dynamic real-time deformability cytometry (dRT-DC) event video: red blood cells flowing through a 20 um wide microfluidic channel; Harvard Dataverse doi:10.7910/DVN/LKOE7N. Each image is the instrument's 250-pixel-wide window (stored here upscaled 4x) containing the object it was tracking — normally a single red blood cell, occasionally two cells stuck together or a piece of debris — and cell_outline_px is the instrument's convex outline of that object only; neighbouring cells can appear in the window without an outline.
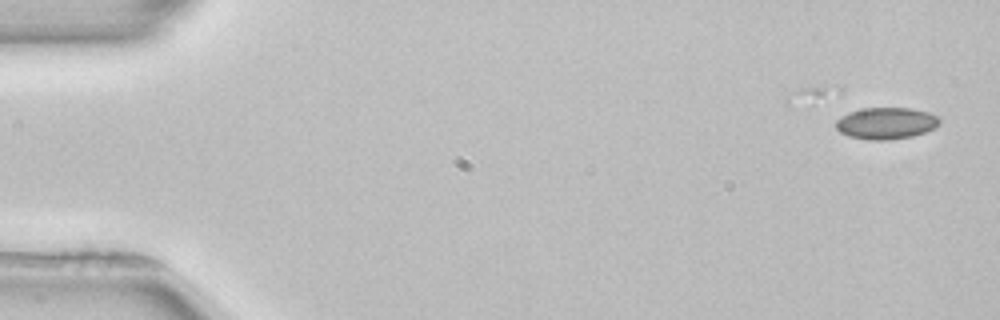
{"species": "common noctule bat (a hibernating species)", "species_latin": "Nyctalus noctula", "temperature_condition": "room temperature", "stored_images_in_passage": 21, "camera_frame_rate_fps": 3000, "um_per_image_px": 0.085, "animal": {"sex": "female", "body_mass_g": 22.7, "forearm_length_mm": 54.2}, "frame": {"image": 1, "passage_image": 1, "time_ms": 0.0, "image_size_px": [1000, 320], "cell_outline_px": [[940, 124], [936, 128], [912, 136], [888, 140], [868, 140], [848, 136], [840, 132], [836, 128], [836, 120], [840, 116], [848, 112], [864, 108], [912, 108], [928, 112], [936, 116], [940, 120]], "centroid_in_image_um": [75.31, 10.47], "position_along_channel_um": 9.7, "area_um2": 19.25}}
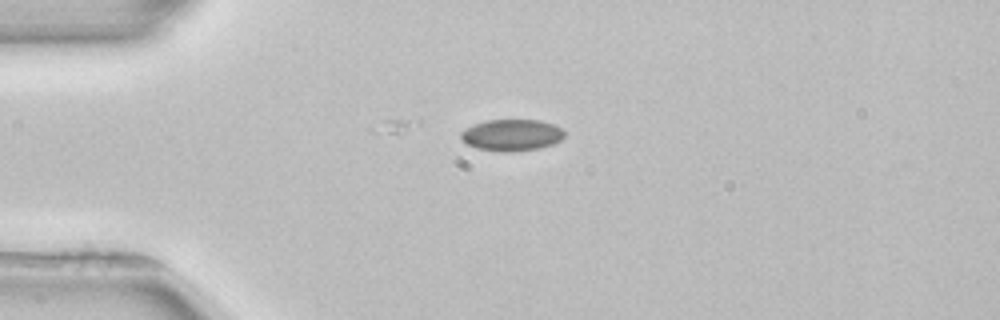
{"frame": {"image": 2, "passage_image": 12, "time_ms": 3.667, "image_size_px": [1000, 320], "cell_outline_px": [[564, 136], [560, 140], [552, 144], [540, 148], [512, 152], [500, 152], [476, 148], [460, 140], [460, 132], [464, 128], [472, 124], [488, 120], [540, 120], [552, 124], [560, 128], [564, 132]], "centroid_in_image_um": [43.44, 11.48], "position_along_channel_um": 41.6, "area_um2": 19.19}}